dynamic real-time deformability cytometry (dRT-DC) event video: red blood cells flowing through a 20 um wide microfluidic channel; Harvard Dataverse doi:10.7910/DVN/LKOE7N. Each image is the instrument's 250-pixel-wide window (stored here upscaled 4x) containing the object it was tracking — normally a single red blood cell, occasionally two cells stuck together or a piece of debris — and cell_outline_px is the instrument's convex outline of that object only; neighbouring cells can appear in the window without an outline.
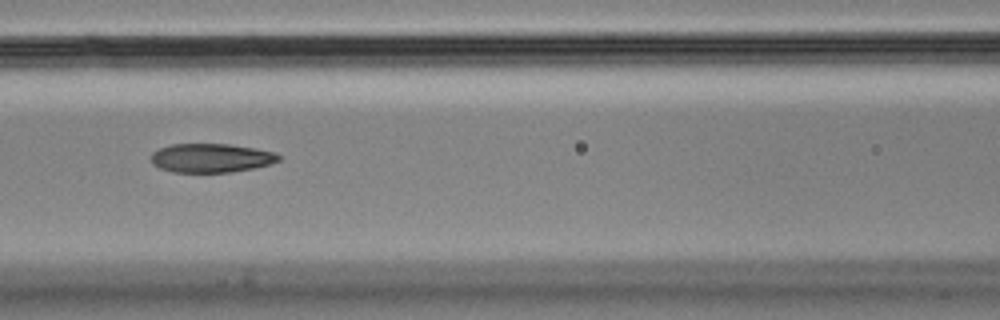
{"species": "Egyptian fruit bat (a non-hibernating species)", "species_latin": "Rousettus aegyptiacus", "temperature_condition": "cold", "stored_images_in_passage": 9, "camera_frame_rate_fps": 3000, "um_per_image_px": 0.085, "animal": {"sex": "male"}, "frame": {"image": 1, "passage_image": 7, "time_ms": 2.0, "image_size_px": [1000, 320], "cell_outline_px": [[280, 160], [272, 164], [232, 172], [172, 172], [160, 168], [152, 164], [152, 152], [160, 148], [172, 144], [228, 144], [256, 148], [276, 152], [280, 156]], "centroid_in_image_um": [17.97, 13.43], "position_along_channel_um": 148.6, "area_um2": 21.56}}
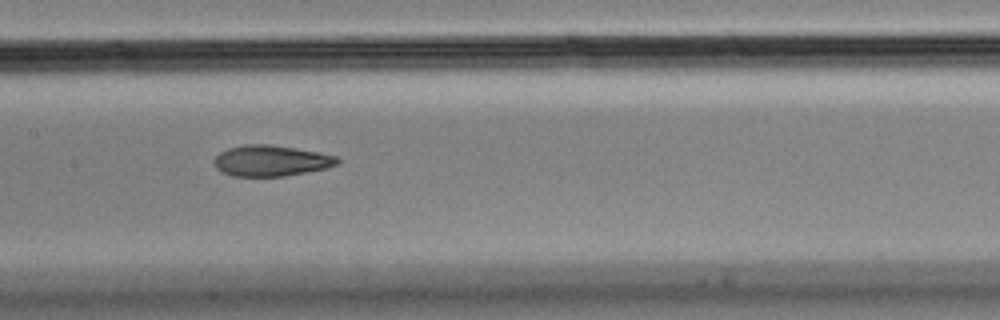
{"frame": {"image": 2, "passage_image": 8, "time_ms": 2.333, "image_size_px": [1000, 320], "cell_outline_px": [[340, 160], [336, 164], [324, 168], [284, 176], [232, 176], [220, 172], [216, 168], [212, 160], [220, 152], [228, 148], [244, 144], [268, 144], [316, 152], [336, 156]], "centroid_in_image_um": [22.94, 13.66], "position_along_channel_um": 184.5, "area_um2": 21.96}}
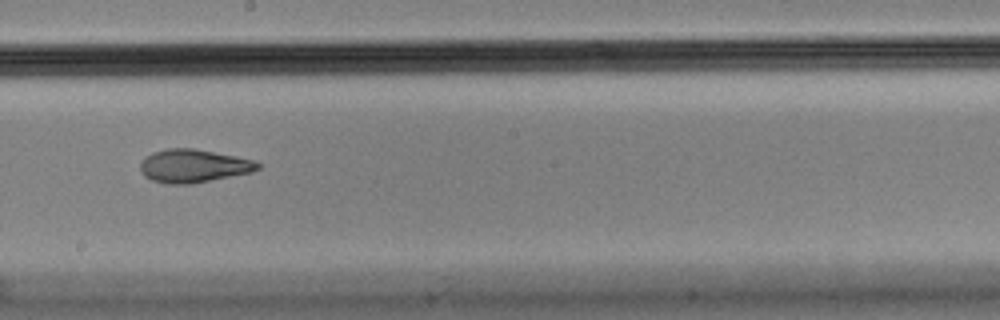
{"frame": {"image": 3, "passage_image": 9, "time_ms": 2.667, "image_size_px": [1000, 320], "cell_outline_px": [[260, 168], [252, 172], [192, 184], [164, 184], [152, 180], [144, 176], [140, 172], [140, 164], [144, 156], [152, 152], [168, 148], [192, 148], [252, 160], [260, 164]], "centroid_in_image_um": [16.38, 14.11], "position_along_channel_um": 231.8, "area_um2": 22.66}}